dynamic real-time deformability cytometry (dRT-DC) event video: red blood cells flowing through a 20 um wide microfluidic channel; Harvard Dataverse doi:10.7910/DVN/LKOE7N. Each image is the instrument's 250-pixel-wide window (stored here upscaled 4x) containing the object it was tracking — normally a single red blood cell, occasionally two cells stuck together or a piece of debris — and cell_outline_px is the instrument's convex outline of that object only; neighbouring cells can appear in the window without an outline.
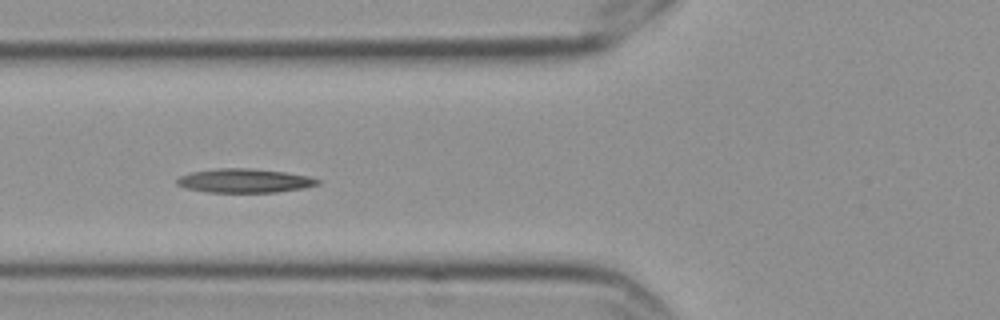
{"species": "Egyptian fruit bat (a non-hibernating species)", "species_latin": "Rousettus aegyptiacus", "temperature_condition": "cold", "stored_images_in_passage": 7, "camera_frame_rate_fps": 3000, "um_per_image_px": 0.085, "frame": {"image": 1, "passage_image": 6, "time_ms": 1.667, "image_size_px": [1000, 320], "cell_outline_px": [[320, 184], [304, 188], [276, 192], [208, 192], [184, 188], [176, 184], [176, 180], [180, 176], [192, 172], [216, 168], [248, 168], [284, 172], [308, 176], [320, 180]], "centroid_in_image_um": [20.77, 15.36], "position_along_channel_um": 105.0, "area_um2": 19.59}}
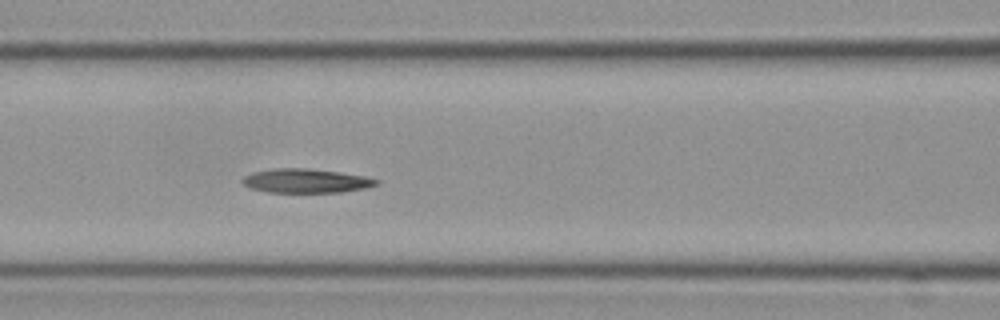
{"frame": {"image": 2, "passage_image": 7, "time_ms": 2.0, "image_size_px": [1000, 320], "cell_outline_px": [[380, 184], [368, 188], [340, 192], [264, 192], [248, 188], [240, 180], [244, 176], [252, 172], [272, 168], [308, 168], [340, 172], [364, 176], [380, 180]], "centroid_in_image_um": [26.0, 15.37], "position_along_channel_um": 140.6, "area_um2": 19.07}}